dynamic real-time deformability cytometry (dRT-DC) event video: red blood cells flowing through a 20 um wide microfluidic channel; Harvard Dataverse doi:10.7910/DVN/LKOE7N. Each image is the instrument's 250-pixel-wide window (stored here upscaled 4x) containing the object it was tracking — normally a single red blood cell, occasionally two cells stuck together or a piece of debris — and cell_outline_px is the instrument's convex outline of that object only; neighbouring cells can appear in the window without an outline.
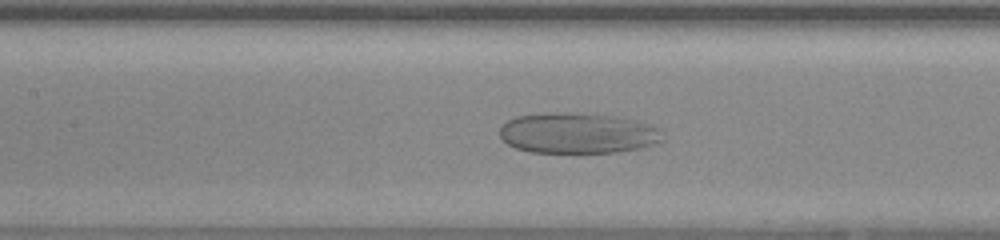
{"species": "human", "species_latin": "Homo sapiens", "temperature_condition": "warm", "stored_images_in_passage": 48, "camera_frame_rate_fps": 3000, "um_per_image_px": 0.085, "donor": {"sex": "female"}, "frame": {"image": 1, "passage_image": 20, "time_ms": 6.333, "image_size_px": [1000, 240], "cell_outline_px": [[664, 140], [644, 148], [620, 152], [532, 152], [516, 148], [508, 144], [500, 136], [500, 124], [516, 116], [548, 112], [560, 112], [620, 116], [648, 124], [656, 128]], "centroid_in_image_um": [49.08, 11.31], "position_along_channel_um": 158.3, "area_um2": 38.67}}
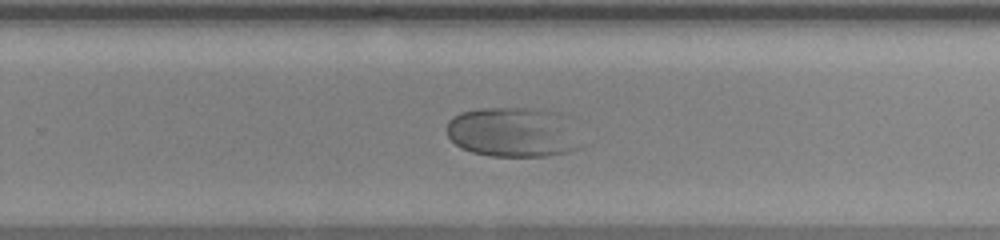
{"frame": {"image": 2, "passage_image": 30, "time_ms": 9.667, "image_size_px": [1000, 240], "cell_outline_px": [[584, 144], [580, 148], [568, 152], [548, 156], [488, 156], [472, 152], [460, 148], [448, 136], [448, 120], [452, 116], [460, 112], [480, 108], [528, 108], [560, 112]], "centroid_in_image_um": [43.61, 11.25], "position_along_channel_um": 286.2, "area_um2": 39.25}}
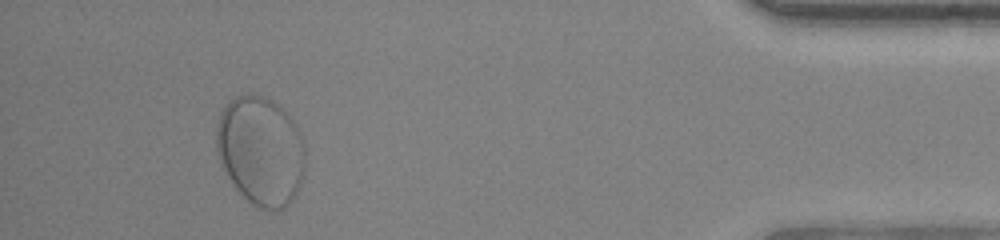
{"frame": {"image": 3, "passage_image": 44, "time_ms": 14.333, "image_size_px": [1000, 240], "cell_outline_px": [[304, 172], [300, 184], [292, 200], [284, 208], [260, 208], [252, 204], [236, 188], [228, 176], [216, 148], [216, 128], [220, 112], [236, 96], [264, 96], [272, 100], [288, 112], [300, 132], [304, 144]], "centroid_in_image_um": [22.18, 12.8], "position_along_channel_um": 413.0, "area_um2": 55.83}}